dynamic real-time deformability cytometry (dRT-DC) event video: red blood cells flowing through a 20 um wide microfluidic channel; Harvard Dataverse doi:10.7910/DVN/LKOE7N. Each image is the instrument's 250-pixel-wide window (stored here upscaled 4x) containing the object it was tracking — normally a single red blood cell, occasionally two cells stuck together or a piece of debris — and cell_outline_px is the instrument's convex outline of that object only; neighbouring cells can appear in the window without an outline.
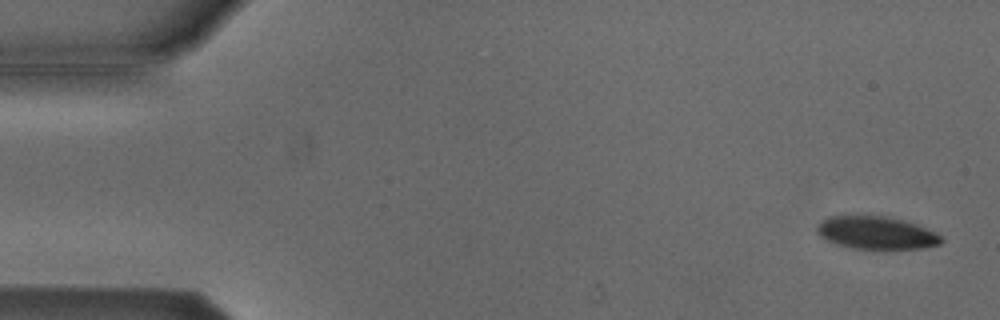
{"species": "Egyptian fruit bat (a non-hibernating species)", "species_latin": "Rousettus aegyptiacus", "temperature_condition": "cold", "stored_images_in_passage": 53, "camera_frame_rate_fps": 3000, "um_per_image_px": 0.085, "animal": {"sex": "male"}, "frame": {"image": 1, "passage_image": 2, "time_ms": 0.333, "image_size_px": [1000, 320], "cell_outline_px": [[944, 240], [940, 244], [924, 248], [852, 248], [828, 240], [820, 236], [816, 232], [816, 228], [828, 216], [888, 216], [904, 220], [916, 224], [936, 232]], "centroid_in_image_um": [74.52, 19.78], "position_along_channel_um": 10.5, "area_um2": 23.35}}
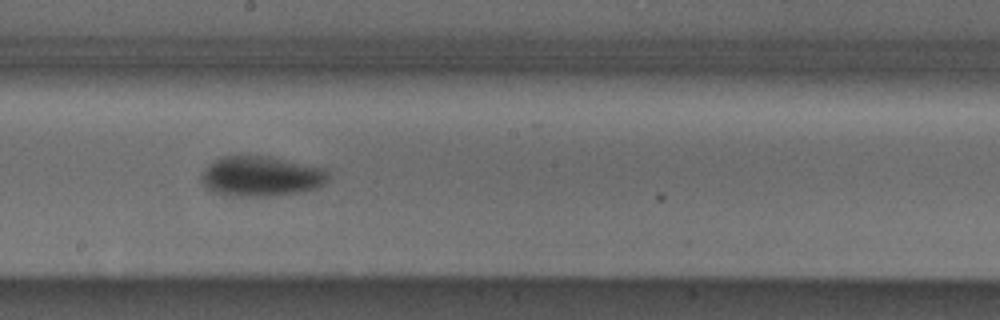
{"frame": {"image": 2, "passage_image": 29, "time_ms": 9.333, "image_size_px": [1000, 320], "cell_outline_px": [[328, 180], [324, 184], [316, 188], [296, 192], [268, 196], [228, 196], [212, 192], [200, 180], [200, 176], [204, 168], [208, 164], [220, 156], [268, 156], [324, 168], [328, 172]], "centroid_in_image_um": [22.14, 14.98], "position_along_channel_um": 226.1, "area_um2": 29.71}}
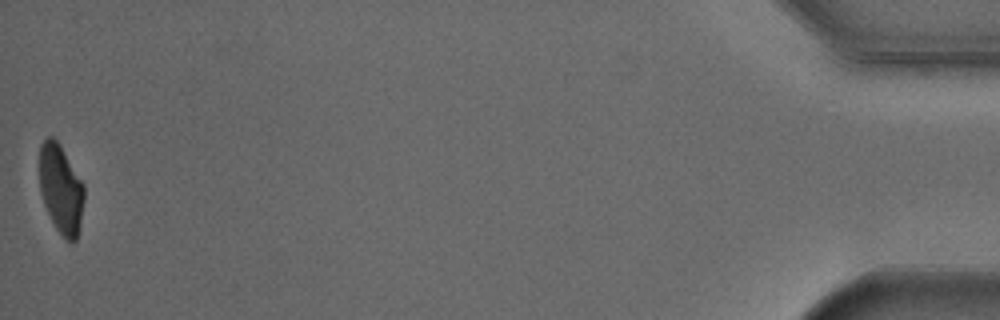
{"frame": {"image": 3, "passage_image": 53, "time_ms": 17.333, "image_size_px": [1000, 320], "cell_outline_px": [[84, 200], [80, 228], [76, 240], [72, 244], [56, 228], [44, 204], [40, 192], [40, 144], [48, 136], [52, 136], [60, 144], [84, 184]], "centroid_in_image_um": [5.19, 16.06], "position_along_channel_um": 430.0, "area_um2": 23.12}, "authors_computed_cell_mechanics": {"area_um2": 26.7614, "velocity_mm_per_s": 3.8214, "shape_relaxation_time_tau1_ms": 3.5825, "shape_relaxation_time_tau2_ms": null, "deformation_change_tau1": 0.1378, "deformation_change_tau2": null}}